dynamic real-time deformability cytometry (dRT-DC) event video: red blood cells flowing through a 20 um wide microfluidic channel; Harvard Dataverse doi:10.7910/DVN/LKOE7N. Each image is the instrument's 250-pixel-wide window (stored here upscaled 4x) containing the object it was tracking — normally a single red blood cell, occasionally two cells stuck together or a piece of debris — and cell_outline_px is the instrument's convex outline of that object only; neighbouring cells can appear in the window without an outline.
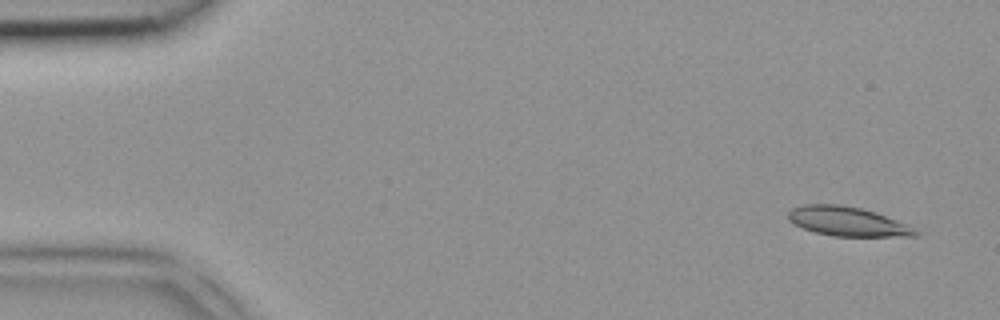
{"species": "common noctule bat (a hibernating species)", "species_latin": "Nyctalus noctula", "temperature_condition": "room temperature", "stored_images_in_passage": 4, "camera_frame_rate_fps": 3000, "um_per_image_px": 0.085, "animal": {"sex": "female", "body_mass_g": 18.4}, "frame": {"image": 1, "passage_image": 1, "time_ms": 0.0, "image_size_px": [1000, 320], "cell_outline_px": [[924, 236], [832, 236], [816, 232], [804, 228], [788, 220], [788, 212], [792, 208], [800, 204], [836, 204], [860, 208], [876, 212], [908, 224], [920, 232]], "centroid_in_image_um": [72.08, 18.82], "position_along_channel_um": 12.9, "area_um2": 21.79}}
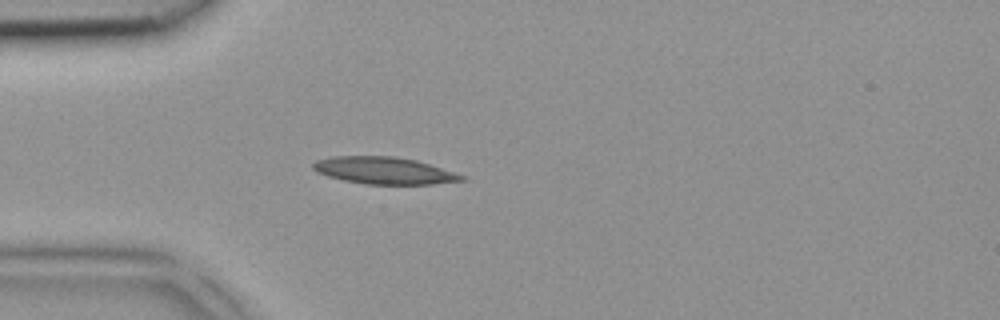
{"frame": {"image": 2, "passage_image": 4, "time_ms": 1.0, "image_size_px": [1000, 320], "cell_outline_px": [[468, 180], [432, 184], [364, 184], [344, 180], [328, 176], [316, 172], [312, 168], [312, 164], [316, 160], [332, 156], [392, 156], [416, 160], [468, 176]], "centroid_in_image_um": [32.67, 14.5], "position_along_channel_um": 52.3, "area_um2": 23.52}}